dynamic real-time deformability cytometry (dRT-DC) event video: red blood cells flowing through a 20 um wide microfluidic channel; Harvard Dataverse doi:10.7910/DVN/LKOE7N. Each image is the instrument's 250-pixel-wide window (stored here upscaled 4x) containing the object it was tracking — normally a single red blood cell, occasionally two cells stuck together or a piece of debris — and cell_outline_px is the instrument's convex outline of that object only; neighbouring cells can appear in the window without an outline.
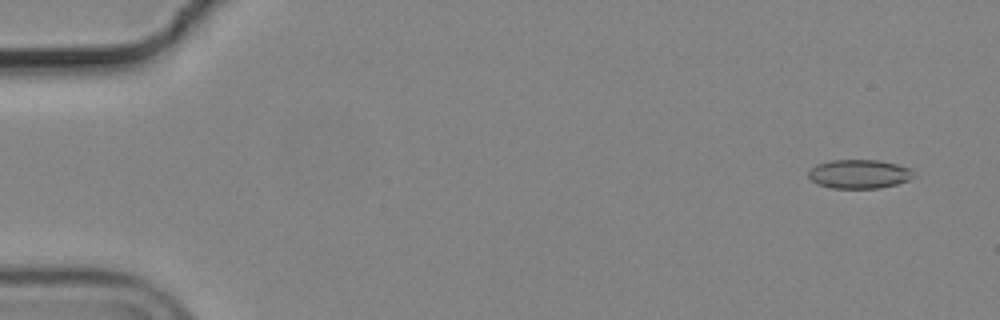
{"species": "common noctule bat (a hibernating species)", "species_latin": "Nyctalus noctula", "temperature_condition": "cold", "stored_images_in_passage": 56, "camera_frame_rate_fps": 3000, "um_per_image_px": 0.085, "animal": {"sex": "male", "body_mass_g": 19.2, "forearm_length_mm": 51.8}, "frame": {"image": 1, "passage_image": 4, "time_ms": 1.0, "image_size_px": [1000, 320], "cell_outline_px": [[912, 176], [908, 180], [896, 184], [880, 188], [832, 188], [816, 184], [808, 176], [808, 168], [816, 164], [832, 160], [880, 160], [896, 164], [908, 168], [912, 172]], "centroid_in_image_um": [72.95, 14.79], "position_along_channel_um": 12.0, "area_um2": 17.69}}
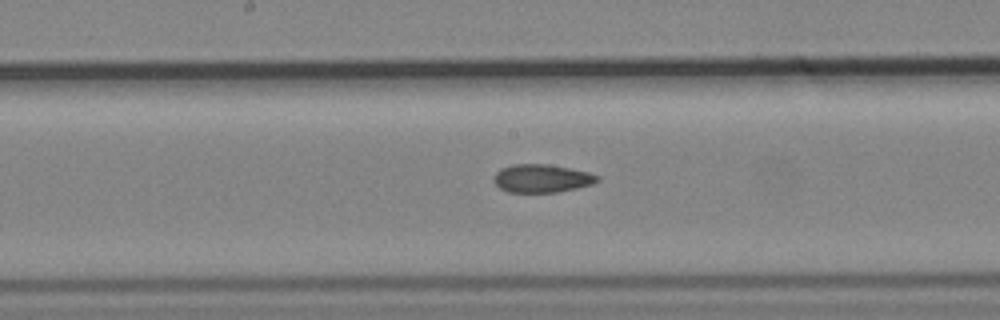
{"frame": {"image": 2, "passage_image": 30, "time_ms": 9.667, "image_size_px": [1000, 320], "cell_outline_px": [[600, 180], [592, 184], [576, 188], [556, 192], [508, 192], [500, 188], [492, 180], [492, 176], [500, 168], [512, 164], [548, 164], [588, 172], [600, 176]], "centroid_in_image_um": [46.02, 15.16], "position_along_channel_um": 202.2, "area_um2": 17.05}}
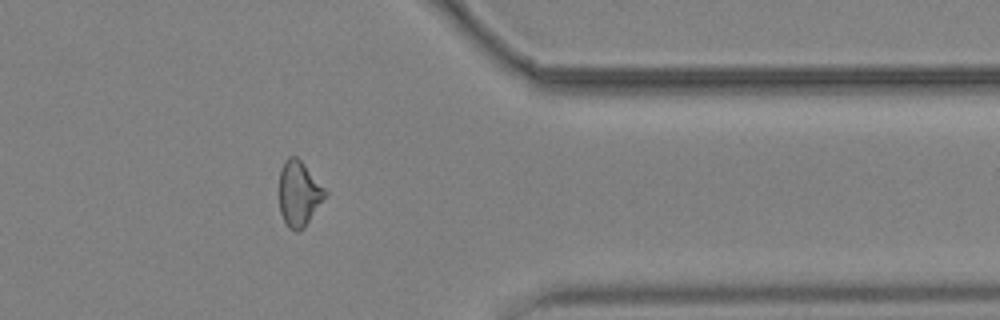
{"frame": {"image": 3, "passage_image": 46, "time_ms": 15.0, "image_size_px": [1000, 320], "cell_outline_px": [[328, 196], [304, 228], [296, 232], [288, 228], [280, 212], [280, 168], [284, 160], [288, 156], [296, 156], [304, 164], [328, 192]], "centroid_in_image_um": [25.43, 16.47], "position_along_channel_um": 386.0, "area_um2": 17.63}, "authors_computed_cell_mechanics": {"area_um2": 17.8024, "velocity_mm_per_s": 3.7124, "shape_relaxation_time_tau1_ms": null, "shape_relaxation_time_tau2_ms": 4.5336, "deformation_change_tau1": null, "deformation_change_tau2": 0.1107}}